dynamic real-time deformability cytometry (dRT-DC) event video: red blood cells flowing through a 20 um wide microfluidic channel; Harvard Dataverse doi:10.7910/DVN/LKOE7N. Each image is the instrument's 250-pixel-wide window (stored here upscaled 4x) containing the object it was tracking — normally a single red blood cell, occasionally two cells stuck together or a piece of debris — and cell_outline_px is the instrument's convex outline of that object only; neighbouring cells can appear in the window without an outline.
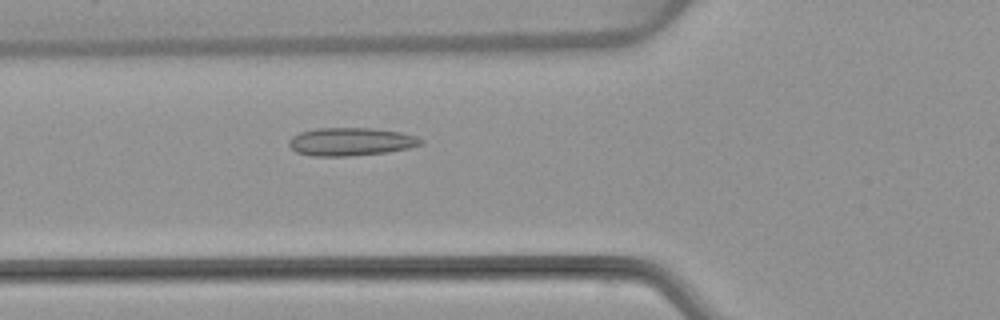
{"species": "common noctule bat (a hibernating species)", "species_latin": "Nyctalus noctula", "temperature_condition": "warm", "stored_images_in_passage": 6, "camera_frame_rate_fps": 3000, "um_per_image_px": 0.085, "animal": {"sex": "female", "body_mass_g": 22.7, "forearm_length_mm": 54.2}, "frame": {"image": 1, "passage_image": 6, "time_ms": 6.0, "image_size_px": [1000, 320], "cell_outline_px": [[424, 144], [408, 148], [388, 152], [352, 156], [312, 156], [296, 152], [288, 144], [288, 140], [292, 136], [300, 132], [316, 128], [372, 128], [400, 132], [416, 136], [424, 140]], "centroid_in_image_um": [29.82, 12.04], "position_along_channel_um": 96.0, "area_um2": 21.73}}